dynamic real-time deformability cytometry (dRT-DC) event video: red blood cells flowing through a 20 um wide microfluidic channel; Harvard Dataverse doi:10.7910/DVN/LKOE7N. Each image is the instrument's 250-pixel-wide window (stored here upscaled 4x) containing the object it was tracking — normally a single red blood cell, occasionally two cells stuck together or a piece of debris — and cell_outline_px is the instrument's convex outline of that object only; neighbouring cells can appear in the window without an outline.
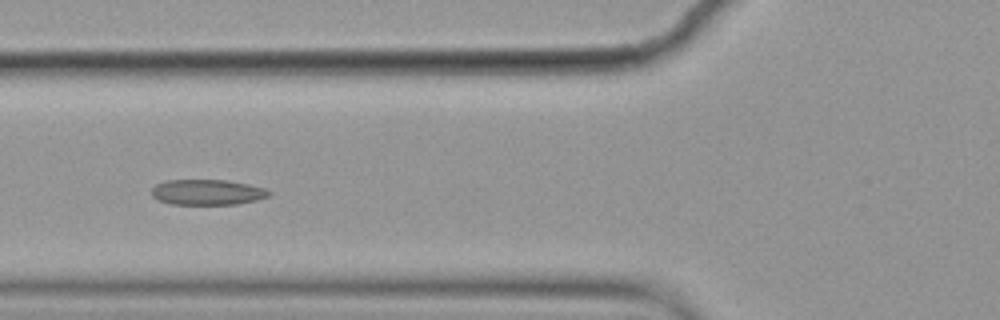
{"species": "common noctule bat (a hibernating species)", "species_latin": "Nyctalus noctula", "temperature_condition": "cold", "stored_images_in_passage": 8, "camera_frame_rate_fps": 3000, "um_per_image_px": 0.085, "animal": {"sex": "female", "body_mass_g": 19.9}, "frame": {"image": 1, "passage_image": 7, "time_ms": 2.0, "image_size_px": [1000, 320], "cell_outline_px": [[272, 196], [256, 200], [236, 204], [172, 204], [156, 200], [152, 196], [152, 188], [156, 184], [168, 180], [228, 180], [248, 184], [264, 188], [272, 192]], "centroid_in_image_um": [17.64, 16.34], "position_along_channel_um": 108.2, "area_um2": 17.51}}